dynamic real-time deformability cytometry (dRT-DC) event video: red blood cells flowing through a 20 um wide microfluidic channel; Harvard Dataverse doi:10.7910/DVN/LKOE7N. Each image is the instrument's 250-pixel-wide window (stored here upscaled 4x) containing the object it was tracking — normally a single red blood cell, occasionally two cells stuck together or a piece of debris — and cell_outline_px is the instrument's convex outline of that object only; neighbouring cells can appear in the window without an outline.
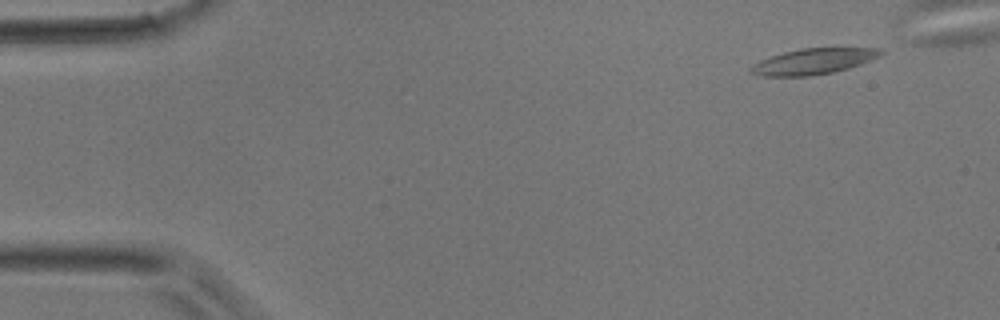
{"species": "common noctule bat (a hibernating species)", "species_latin": "Nyctalus noctula", "temperature_condition": "room temperature", "stored_images_in_passage": 2, "camera_frame_rate_fps": 3000, "um_per_image_px": 0.085, "animal": {"sex": "male", "body_mass_g": 17.9}, "frame": {"image": 1, "passage_image": 2, "time_ms": 0.333, "image_size_px": [1000, 320], "cell_outline_px": [[884, 52], [880, 56], [860, 64], [848, 68], [832, 72], [808, 76], [764, 76], [748, 72], [748, 68], [752, 64], [760, 60], [784, 52], [800, 48], [884, 48]], "centroid_in_image_um": [69.12, 5.21], "position_along_channel_um": 15.9, "area_um2": 19.48}}